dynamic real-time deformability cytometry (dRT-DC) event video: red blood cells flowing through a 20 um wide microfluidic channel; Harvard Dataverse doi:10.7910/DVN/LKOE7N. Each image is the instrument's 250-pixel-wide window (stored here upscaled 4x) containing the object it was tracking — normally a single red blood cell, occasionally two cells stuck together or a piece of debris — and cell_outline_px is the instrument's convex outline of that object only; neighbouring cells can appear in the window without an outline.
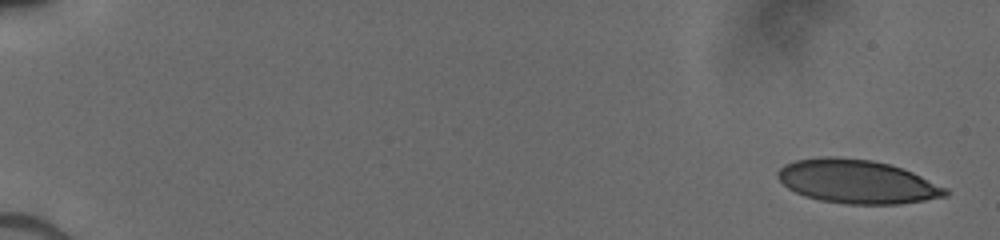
{"species": "human", "species_latin": "Homo sapiens", "temperature_condition": "cold", "stored_images_in_passage": 8, "camera_frame_rate_fps": 3000, "um_per_image_px": 0.085, "donor": {"sex": "male"}, "frame": {"image": 1, "passage_image": 1, "time_ms": 0.0, "image_size_px": [1000, 240], "cell_outline_px": [[948, 196], [900, 204], [848, 204], [820, 200], [804, 196], [788, 188], [776, 176], [776, 172], [784, 164], [796, 160], [824, 156], [836, 156], [872, 160], [888, 164], [912, 172], [948, 188]], "centroid_in_image_um": [72.84, 15.43], "position_along_channel_um": 12.2, "area_um2": 42.71}}
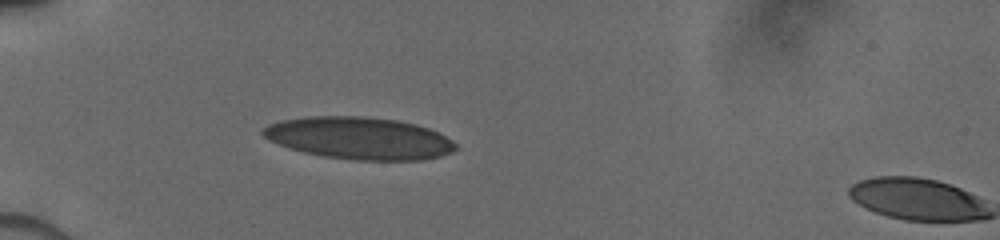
{"frame": {"image": 2, "passage_image": 7, "time_ms": 5.0, "image_size_px": [1000, 240], "cell_outline_px": [[456, 148], [452, 152], [440, 156], [420, 160], [356, 160], [324, 156], [304, 152], [288, 148], [264, 136], [260, 132], [268, 124], [280, 120], [304, 116], [364, 116], [396, 120], [416, 124], [428, 128], [452, 140], [456, 144]], "centroid_in_image_um": [30.52, 11.73], "position_along_channel_um": 54.5, "area_um2": 47.22}}